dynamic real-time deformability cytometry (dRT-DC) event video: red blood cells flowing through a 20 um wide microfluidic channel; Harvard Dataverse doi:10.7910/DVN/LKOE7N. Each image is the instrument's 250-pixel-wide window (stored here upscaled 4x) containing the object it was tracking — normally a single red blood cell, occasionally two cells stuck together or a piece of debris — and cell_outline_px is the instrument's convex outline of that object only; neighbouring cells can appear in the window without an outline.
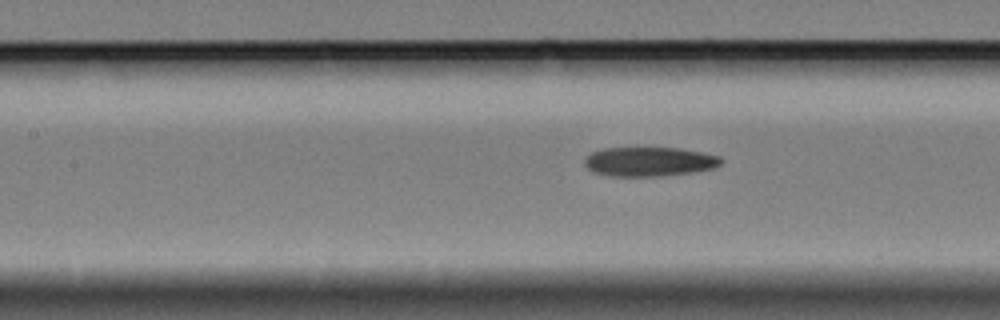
{"species": "Egyptian fruit bat (a non-hibernating species)", "species_latin": "Rousettus aegyptiacus", "temperature_condition": "cold", "stored_images_in_passage": 6, "segment_of_instrument_passage": [2, 2], "camera_frame_rate_fps": 3000, "um_per_image_px": 0.085, "animal": {"sex": "female"}, "frame": {"image": 1, "passage_image": 6, "time_ms": 8.0, "image_size_px": [1000, 320], "cell_outline_px": [[720, 164], [712, 168], [692, 172], [660, 176], [612, 176], [596, 172], [588, 168], [584, 164], [584, 160], [592, 152], [604, 148], [676, 148], [700, 152], [720, 156]], "centroid_in_image_um": [55.16, 13.74], "position_along_channel_um": 152.2, "area_um2": 22.89}}